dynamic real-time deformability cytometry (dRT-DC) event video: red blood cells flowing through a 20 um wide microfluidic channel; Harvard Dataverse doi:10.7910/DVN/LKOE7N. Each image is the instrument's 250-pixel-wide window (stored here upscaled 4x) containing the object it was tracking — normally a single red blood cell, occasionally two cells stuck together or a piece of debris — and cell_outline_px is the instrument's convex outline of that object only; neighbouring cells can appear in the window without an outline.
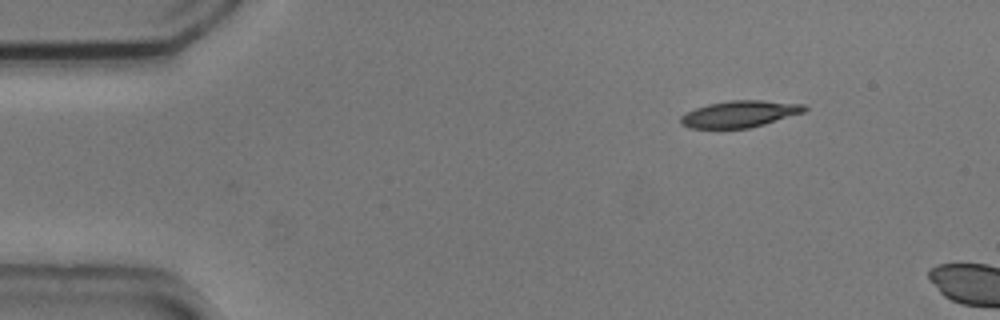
{"species": "common noctule bat (a hibernating species)", "species_latin": "Nyctalus noctula", "temperature_condition": "cold", "stored_images_in_passage": 3, "camera_frame_rate_fps": 3000, "um_per_image_px": 0.085, "animal": {"sex": "male", "body_mass_g": 20.5, "forearm_length_mm": 52.5}, "frame": {"image": 1, "passage_image": 3, "time_ms": 0.667, "image_size_px": [1000, 320], "cell_outline_px": [[808, 108], [804, 112], [764, 124], [748, 128], [688, 128], [680, 124], [680, 116], [696, 108], [708, 104], [732, 100], [760, 100], [804, 104]], "centroid_in_image_um": [62.86, 9.69], "position_along_channel_um": 22.1, "area_um2": 19.07}}